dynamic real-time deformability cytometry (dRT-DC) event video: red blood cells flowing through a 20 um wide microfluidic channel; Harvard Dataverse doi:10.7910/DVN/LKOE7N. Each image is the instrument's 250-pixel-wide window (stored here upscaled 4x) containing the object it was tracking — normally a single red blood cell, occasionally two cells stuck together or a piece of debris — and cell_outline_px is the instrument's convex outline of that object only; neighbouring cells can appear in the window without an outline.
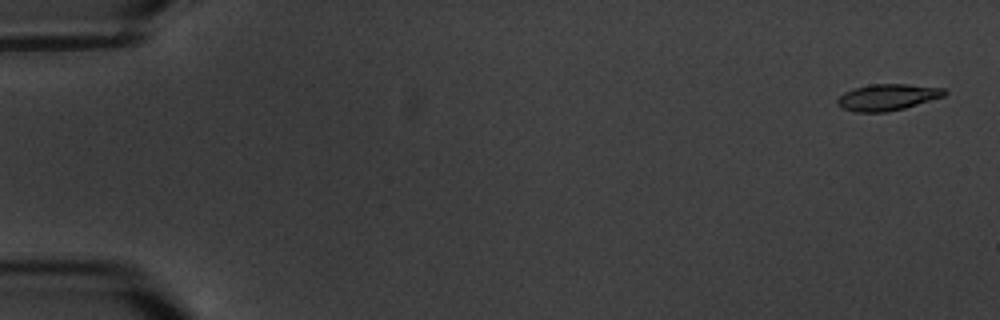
{"species": "common noctule bat (a hibernating species)", "species_latin": "Nyctalus noctula", "temperature_condition": "warm", "stored_images_in_passage": 7, "segment_of_instrument_passage": [1, 2], "camera_frame_rate_fps": 3000, "um_per_image_px": 0.085, "animal": {"sex": "male", "body_mass_g": 20.1, "forearm_length_mm": 53.5}, "frame": {"image": 1, "passage_image": 1, "time_ms": 0.0, "image_size_px": [1000, 320], "cell_outline_px": [[948, 92], [944, 96], [904, 108], [884, 112], [856, 112], [844, 108], [836, 104], [836, 100], [844, 92], [856, 88], [872, 84], [908, 84], [944, 88]], "centroid_in_image_um": [75.44, 8.26], "position_along_channel_um": 9.6, "area_um2": 16.3}}
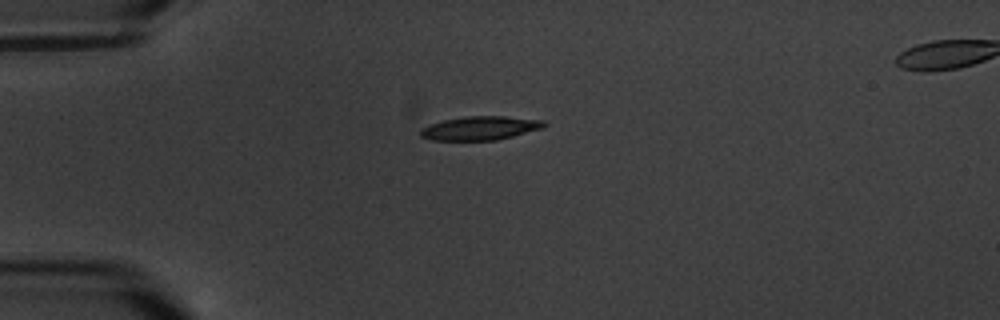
{"frame": {"image": 2, "passage_image": 5, "time_ms": 4.667, "image_size_px": [1000, 320], "cell_outline_px": [[548, 124], [544, 128], [496, 140], [432, 140], [420, 136], [420, 128], [428, 124], [444, 120], [464, 116], [504, 116], [544, 120]], "centroid_in_image_um": [40.82, 10.88], "position_along_channel_um": 44.2, "area_um2": 17.22}}